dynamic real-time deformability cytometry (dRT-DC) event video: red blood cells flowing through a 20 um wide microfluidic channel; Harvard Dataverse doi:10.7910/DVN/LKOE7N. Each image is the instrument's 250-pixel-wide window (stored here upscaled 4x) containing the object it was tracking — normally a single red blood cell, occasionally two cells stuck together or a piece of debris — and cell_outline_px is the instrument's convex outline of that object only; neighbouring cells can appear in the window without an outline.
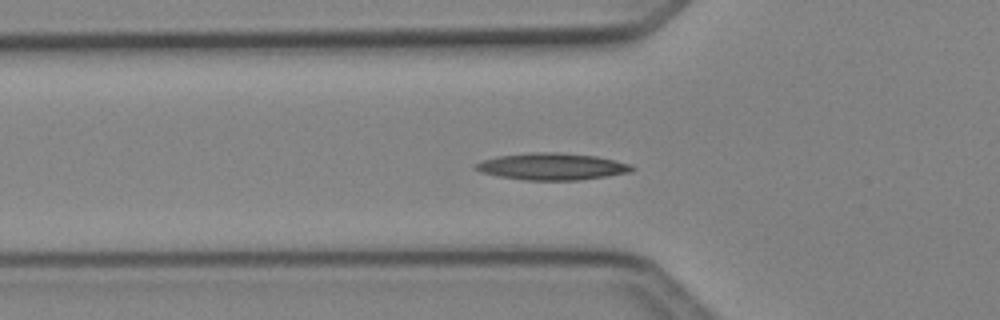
{"species": "Egyptian fruit bat (a non-hibernating species)", "species_latin": "Rousettus aegyptiacus", "temperature_condition": "cold", "stored_images_in_passage": 49, "camera_frame_rate_fps": 3000, "um_per_image_px": 0.085, "animal": {"sex": "female"}, "frame": {"image": 1, "passage_image": 16, "time_ms": 5.0, "image_size_px": [1000, 320], "cell_outline_px": [[636, 168], [632, 172], [608, 176], [580, 180], [524, 180], [500, 176], [480, 172], [472, 168], [476, 164], [484, 160], [500, 156], [532, 152], [560, 152], [596, 156], [616, 160], [632, 164]], "centroid_in_image_um": [46.99, 14.15], "position_along_channel_um": 78.8, "area_um2": 24.57}}
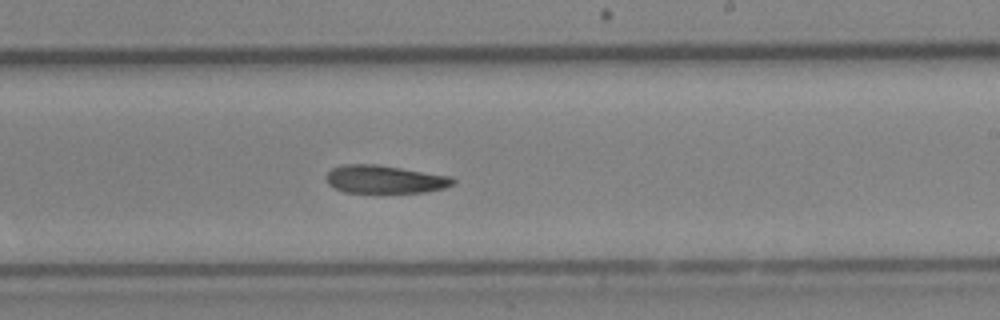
{"frame": {"image": 2, "passage_image": 29, "time_ms": 9.333, "image_size_px": [1000, 320], "cell_outline_px": [[456, 180], [452, 184], [444, 188], [424, 192], [344, 192], [328, 184], [324, 176], [332, 168], [344, 164], [376, 164], [452, 176]], "centroid_in_image_um": [32.69, 15.23], "position_along_channel_um": 256.3, "area_um2": 20.63}}
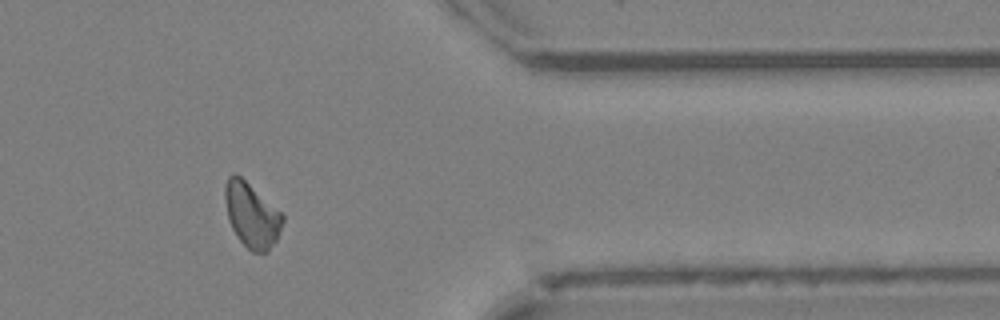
{"frame": {"image": 3, "passage_image": 40, "time_ms": 13.0, "image_size_px": [1000, 320], "cell_outline_px": [[284, 220], [280, 232], [276, 240], [268, 252], [252, 252], [240, 240], [232, 228], [228, 220], [224, 200], [224, 188], [228, 176], [232, 172], [236, 172], [280, 212], [284, 216]], "centroid_in_image_um": [21.36, 18.27], "position_along_channel_um": 390.0, "area_um2": 21.62}, "authors_computed_cell_mechanics": {"area_um2": 21.7906, "velocity_mm_per_s": 4.1069, "shape_relaxation_time_tau1_ms": 7.8482, "shape_relaxation_time_tau2_ms": null, "deformation_change_tau1": 0.1771, "deformation_change_tau2": null}}